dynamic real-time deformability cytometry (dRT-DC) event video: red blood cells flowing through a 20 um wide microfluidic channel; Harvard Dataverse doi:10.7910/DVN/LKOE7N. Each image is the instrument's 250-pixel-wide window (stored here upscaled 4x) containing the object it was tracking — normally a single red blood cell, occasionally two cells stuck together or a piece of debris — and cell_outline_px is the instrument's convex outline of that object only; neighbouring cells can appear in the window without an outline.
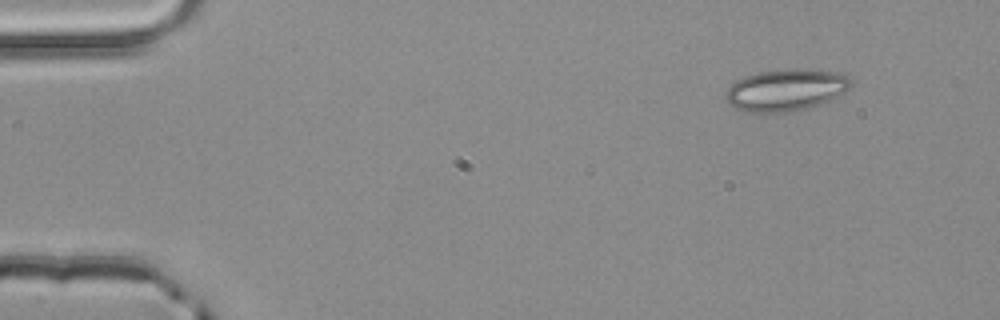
{"species": "common noctule bat (a hibernating species)", "species_latin": "Nyctalus noctula", "temperature_condition": "room temperature", "stored_images_in_passage": 4, "segment_of_instrument_passage": [1, 2], "camera_frame_rate_fps": 3000, "um_per_image_px": 0.085, "animal": {"sex": "male", "body_mass_g": 20.4}, "frame": {"image": 1, "passage_image": 1, "time_ms": 0.0, "image_size_px": [1000, 320], "cell_outline_px": [[852, 88], [828, 100], [792, 112], [764, 116], [748, 112], [736, 108], [728, 104], [724, 96], [732, 80], [744, 76], [760, 72], [784, 68], [796, 68], [832, 72], [848, 76], [852, 80]], "centroid_in_image_um": [66.71, 7.67], "position_along_channel_um": 18.3, "area_um2": 31.21}}